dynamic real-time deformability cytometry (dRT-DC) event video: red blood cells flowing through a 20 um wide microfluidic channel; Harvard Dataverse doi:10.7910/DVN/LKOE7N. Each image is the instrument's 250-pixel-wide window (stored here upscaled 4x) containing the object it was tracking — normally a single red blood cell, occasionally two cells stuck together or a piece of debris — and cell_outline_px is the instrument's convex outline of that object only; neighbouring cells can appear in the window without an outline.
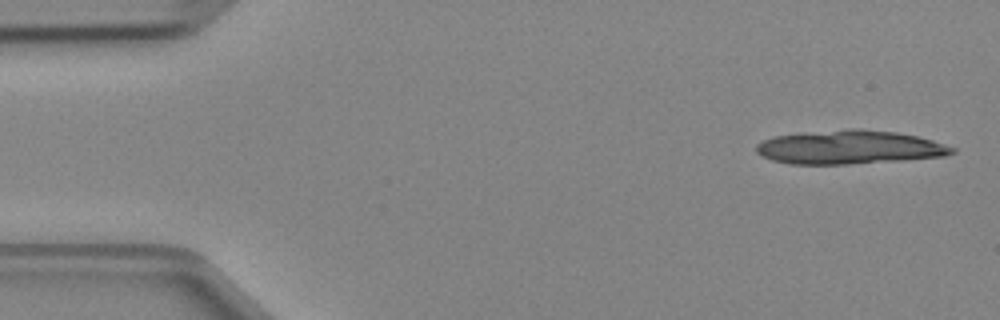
{"species": "Egyptian fruit bat (a non-hibernating species)", "species_latin": "Rousettus aegyptiacus", "temperature_condition": "cold", "stored_images_in_passage": 4, "camera_frame_rate_fps": 3000, "um_per_image_px": 0.085, "animal": {"sex": "female"}, "frame": {"image": 1, "passage_image": 1, "time_ms": 0.0, "image_size_px": [1000, 320], "cell_outline_px": [[956, 152], [944, 156], [904, 160], [848, 164], [788, 164], [772, 160], [756, 152], [756, 144], [764, 140], [776, 136], [800, 132], [848, 128], [860, 128], [896, 132], [916, 136], [932, 140], [956, 148]], "centroid_in_image_um": [72.2, 12.51], "position_along_channel_um": 12.8, "area_um2": 38.73}}